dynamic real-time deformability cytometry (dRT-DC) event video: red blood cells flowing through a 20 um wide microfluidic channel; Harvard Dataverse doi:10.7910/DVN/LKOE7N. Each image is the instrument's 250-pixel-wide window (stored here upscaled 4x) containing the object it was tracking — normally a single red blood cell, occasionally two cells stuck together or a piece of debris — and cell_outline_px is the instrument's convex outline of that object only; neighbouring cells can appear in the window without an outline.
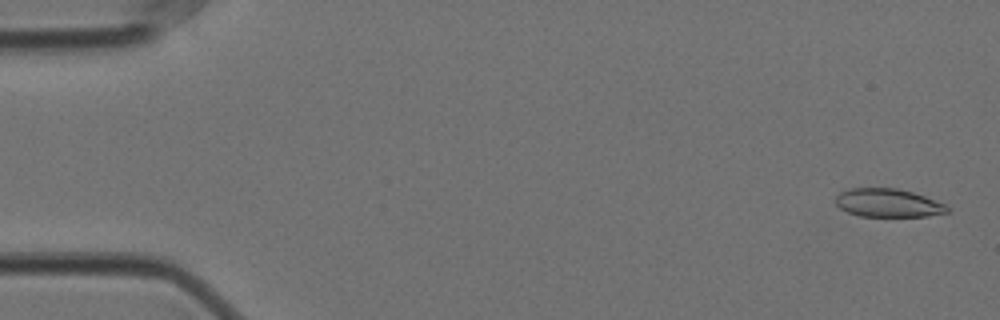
{"species": "Egyptian fruit bat (a non-hibernating species)", "species_latin": "Rousettus aegyptiacus", "temperature_condition": "cold", "stored_images_in_passage": 57, "camera_frame_rate_fps": 3000, "um_per_image_px": 0.085, "animal": {"sex": "female"}, "frame": {"image": 1, "passage_image": 2, "time_ms": 0.333, "image_size_px": [1000, 320], "cell_outline_px": [[948, 212], [928, 216], [860, 216], [848, 212], [840, 208], [836, 204], [836, 196], [840, 192], [848, 188], [896, 188], [912, 192], [924, 196], [944, 204], [948, 208]], "centroid_in_image_um": [75.45, 17.24], "position_along_channel_um": 9.6, "area_um2": 18.26}}
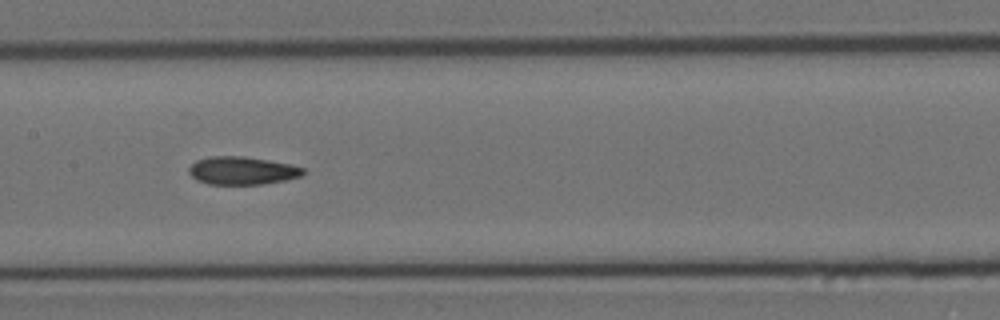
{"frame": {"image": 2, "passage_image": 28, "time_ms": 9.0, "image_size_px": [1000, 320], "cell_outline_px": [[304, 172], [300, 176], [284, 180], [260, 184], [208, 184], [196, 180], [188, 172], [188, 168], [196, 160], [208, 156], [244, 156], [292, 164], [304, 168]], "centroid_in_image_um": [20.55, 14.49], "position_along_channel_um": 186.9, "area_um2": 18.61}}
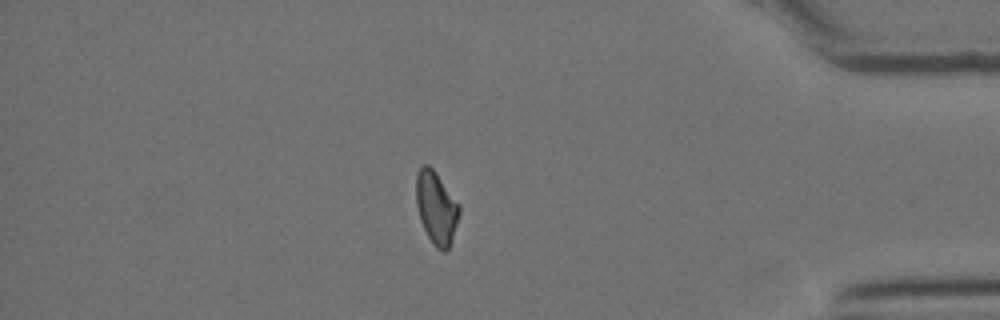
{"frame": {"image": 3, "passage_image": 49, "time_ms": 16.0, "image_size_px": [1000, 320], "cell_outline_px": [[460, 212], [452, 240], [448, 248], [444, 252], [436, 248], [432, 244], [420, 220], [416, 204], [416, 172], [424, 164], [428, 164], [436, 172], [460, 204]], "centroid_in_image_um": [37.08, 17.64], "position_along_channel_um": 398.1, "area_um2": 18.38}, "authors_computed_cell_mechanics": {"area_um2": 18.785, "velocity_mm_per_s": 3.5279, "shape_relaxation_time_tau1_ms": null, "shape_relaxation_time_tau2_ms": 3.6064, "deformation_change_tau1": null, "deformation_change_tau2": 0.0981}}